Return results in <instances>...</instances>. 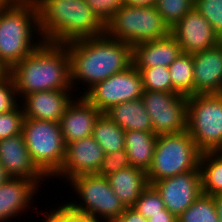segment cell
<instances>
[{
    "mask_svg": "<svg viewBox=\"0 0 222 222\" xmlns=\"http://www.w3.org/2000/svg\"><path fill=\"white\" fill-rule=\"evenodd\" d=\"M65 45L70 58L72 89L81 81V84L87 83L88 88H83L86 92L96 83L133 65V46L106 34L70 41Z\"/></svg>",
    "mask_w": 222,
    "mask_h": 222,
    "instance_id": "obj_1",
    "label": "cell"
},
{
    "mask_svg": "<svg viewBox=\"0 0 222 222\" xmlns=\"http://www.w3.org/2000/svg\"><path fill=\"white\" fill-rule=\"evenodd\" d=\"M8 73L18 98L46 90H73L70 58L65 44L43 42Z\"/></svg>",
    "mask_w": 222,
    "mask_h": 222,
    "instance_id": "obj_2",
    "label": "cell"
},
{
    "mask_svg": "<svg viewBox=\"0 0 222 222\" xmlns=\"http://www.w3.org/2000/svg\"><path fill=\"white\" fill-rule=\"evenodd\" d=\"M44 42L65 44L105 34V25L85 0H35Z\"/></svg>",
    "mask_w": 222,
    "mask_h": 222,
    "instance_id": "obj_3",
    "label": "cell"
},
{
    "mask_svg": "<svg viewBox=\"0 0 222 222\" xmlns=\"http://www.w3.org/2000/svg\"><path fill=\"white\" fill-rule=\"evenodd\" d=\"M35 37L39 40H33ZM43 42L35 0H4L0 4V66L5 72Z\"/></svg>",
    "mask_w": 222,
    "mask_h": 222,
    "instance_id": "obj_4",
    "label": "cell"
},
{
    "mask_svg": "<svg viewBox=\"0 0 222 222\" xmlns=\"http://www.w3.org/2000/svg\"><path fill=\"white\" fill-rule=\"evenodd\" d=\"M201 154L187 130L176 134L158 135L153 161L146 172L148 183L152 185L167 177L200 170Z\"/></svg>",
    "mask_w": 222,
    "mask_h": 222,
    "instance_id": "obj_5",
    "label": "cell"
},
{
    "mask_svg": "<svg viewBox=\"0 0 222 222\" xmlns=\"http://www.w3.org/2000/svg\"><path fill=\"white\" fill-rule=\"evenodd\" d=\"M171 29L164 22L156 6L123 5L105 25V34L134 46L168 36Z\"/></svg>",
    "mask_w": 222,
    "mask_h": 222,
    "instance_id": "obj_6",
    "label": "cell"
},
{
    "mask_svg": "<svg viewBox=\"0 0 222 222\" xmlns=\"http://www.w3.org/2000/svg\"><path fill=\"white\" fill-rule=\"evenodd\" d=\"M187 131L202 153L222 152V93L188 97Z\"/></svg>",
    "mask_w": 222,
    "mask_h": 222,
    "instance_id": "obj_7",
    "label": "cell"
},
{
    "mask_svg": "<svg viewBox=\"0 0 222 222\" xmlns=\"http://www.w3.org/2000/svg\"><path fill=\"white\" fill-rule=\"evenodd\" d=\"M69 181L79 195L78 202H65L74 211L91 216L96 222L118 220L125 211L126 207L113 192L107 177L84 174Z\"/></svg>",
    "mask_w": 222,
    "mask_h": 222,
    "instance_id": "obj_8",
    "label": "cell"
},
{
    "mask_svg": "<svg viewBox=\"0 0 222 222\" xmlns=\"http://www.w3.org/2000/svg\"><path fill=\"white\" fill-rule=\"evenodd\" d=\"M22 134L35 165L52 178L65 159L66 144L60 123L24 118Z\"/></svg>",
    "mask_w": 222,
    "mask_h": 222,
    "instance_id": "obj_9",
    "label": "cell"
},
{
    "mask_svg": "<svg viewBox=\"0 0 222 222\" xmlns=\"http://www.w3.org/2000/svg\"><path fill=\"white\" fill-rule=\"evenodd\" d=\"M141 99L156 135L176 134L187 130V96L176 92L144 90Z\"/></svg>",
    "mask_w": 222,
    "mask_h": 222,
    "instance_id": "obj_10",
    "label": "cell"
},
{
    "mask_svg": "<svg viewBox=\"0 0 222 222\" xmlns=\"http://www.w3.org/2000/svg\"><path fill=\"white\" fill-rule=\"evenodd\" d=\"M143 91L141 73L132 65L83 91L82 96L104 113L114 105L141 99Z\"/></svg>",
    "mask_w": 222,
    "mask_h": 222,
    "instance_id": "obj_11",
    "label": "cell"
},
{
    "mask_svg": "<svg viewBox=\"0 0 222 222\" xmlns=\"http://www.w3.org/2000/svg\"><path fill=\"white\" fill-rule=\"evenodd\" d=\"M165 208L179 217L202 193L201 171L193 170L156 181Z\"/></svg>",
    "mask_w": 222,
    "mask_h": 222,
    "instance_id": "obj_12",
    "label": "cell"
},
{
    "mask_svg": "<svg viewBox=\"0 0 222 222\" xmlns=\"http://www.w3.org/2000/svg\"><path fill=\"white\" fill-rule=\"evenodd\" d=\"M171 34L179 43L182 53L188 54L210 49L222 42L211 24L195 7L171 28Z\"/></svg>",
    "mask_w": 222,
    "mask_h": 222,
    "instance_id": "obj_13",
    "label": "cell"
},
{
    "mask_svg": "<svg viewBox=\"0 0 222 222\" xmlns=\"http://www.w3.org/2000/svg\"><path fill=\"white\" fill-rule=\"evenodd\" d=\"M104 156V151L93 136L68 143L63 165L53 177L69 182L76 176L97 174Z\"/></svg>",
    "mask_w": 222,
    "mask_h": 222,
    "instance_id": "obj_14",
    "label": "cell"
},
{
    "mask_svg": "<svg viewBox=\"0 0 222 222\" xmlns=\"http://www.w3.org/2000/svg\"><path fill=\"white\" fill-rule=\"evenodd\" d=\"M0 163L10 178L33 180L40 189L49 179L33 162L22 133L0 140Z\"/></svg>",
    "mask_w": 222,
    "mask_h": 222,
    "instance_id": "obj_15",
    "label": "cell"
},
{
    "mask_svg": "<svg viewBox=\"0 0 222 222\" xmlns=\"http://www.w3.org/2000/svg\"><path fill=\"white\" fill-rule=\"evenodd\" d=\"M73 91L78 90H46L25 95L20 101L24 118L60 122L67 106L75 98L74 93L71 94Z\"/></svg>",
    "mask_w": 222,
    "mask_h": 222,
    "instance_id": "obj_16",
    "label": "cell"
},
{
    "mask_svg": "<svg viewBox=\"0 0 222 222\" xmlns=\"http://www.w3.org/2000/svg\"><path fill=\"white\" fill-rule=\"evenodd\" d=\"M194 95L222 93V42L192 54Z\"/></svg>",
    "mask_w": 222,
    "mask_h": 222,
    "instance_id": "obj_17",
    "label": "cell"
},
{
    "mask_svg": "<svg viewBox=\"0 0 222 222\" xmlns=\"http://www.w3.org/2000/svg\"><path fill=\"white\" fill-rule=\"evenodd\" d=\"M100 114L101 112L82 94L80 97H75L59 122L65 144L92 136L95 122Z\"/></svg>",
    "mask_w": 222,
    "mask_h": 222,
    "instance_id": "obj_18",
    "label": "cell"
},
{
    "mask_svg": "<svg viewBox=\"0 0 222 222\" xmlns=\"http://www.w3.org/2000/svg\"><path fill=\"white\" fill-rule=\"evenodd\" d=\"M38 187L33 180L24 178H9L0 185V222L21 215L27 207L29 209L34 195H38Z\"/></svg>",
    "mask_w": 222,
    "mask_h": 222,
    "instance_id": "obj_19",
    "label": "cell"
},
{
    "mask_svg": "<svg viewBox=\"0 0 222 222\" xmlns=\"http://www.w3.org/2000/svg\"><path fill=\"white\" fill-rule=\"evenodd\" d=\"M181 54L179 43L170 33L163 38L135 44L133 46V65L136 68L169 67Z\"/></svg>",
    "mask_w": 222,
    "mask_h": 222,
    "instance_id": "obj_20",
    "label": "cell"
},
{
    "mask_svg": "<svg viewBox=\"0 0 222 222\" xmlns=\"http://www.w3.org/2000/svg\"><path fill=\"white\" fill-rule=\"evenodd\" d=\"M107 179L125 207H132L149 185L146 171L131 165L107 176Z\"/></svg>",
    "mask_w": 222,
    "mask_h": 222,
    "instance_id": "obj_21",
    "label": "cell"
},
{
    "mask_svg": "<svg viewBox=\"0 0 222 222\" xmlns=\"http://www.w3.org/2000/svg\"><path fill=\"white\" fill-rule=\"evenodd\" d=\"M104 113L124 131L153 132V126L142 99L114 105Z\"/></svg>",
    "mask_w": 222,
    "mask_h": 222,
    "instance_id": "obj_22",
    "label": "cell"
},
{
    "mask_svg": "<svg viewBox=\"0 0 222 222\" xmlns=\"http://www.w3.org/2000/svg\"><path fill=\"white\" fill-rule=\"evenodd\" d=\"M157 136L154 132L125 131V150L131 166L147 172L153 161Z\"/></svg>",
    "mask_w": 222,
    "mask_h": 222,
    "instance_id": "obj_23",
    "label": "cell"
},
{
    "mask_svg": "<svg viewBox=\"0 0 222 222\" xmlns=\"http://www.w3.org/2000/svg\"><path fill=\"white\" fill-rule=\"evenodd\" d=\"M92 136L105 155L125 149V131L105 113H101L97 118Z\"/></svg>",
    "mask_w": 222,
    "mask_h": 222,
    "instance_id": "obj_24",
    "label": "cell"
},
{
    "mask_svg": "<svg viewBox=\"0 0 222 222\" xmlns=\"http://www.w3.org/2000/svg\"><path fill=\"white\" fill-rule=\"evenodd\" d=\"M202 193H222V152H204L200 158Z\"/></svg>",
    "mask_w": 222,
    "mask_h": 222,
    "instance_id": "obj_25",
    "label": "cell"
},
{
    "mask_svg": "<svg viewBox=\"0 0 222 222\" xmlns=\"http://www.w3.org/2000/svg\"><path fill=\"white\" fill-rule=\"evenodd\" d=\"M173 92L187 97L194 95V65L192 54L182 53L169 66Z\"/></svg>",
    "mask_w": 222,
    "mask_h": 222,
    "instance_id": "obj_26",
    "label": "cell"
},
{
    "mask_svg": "<svg viewBox=\"0 0 222 222\" xmlns=\"http://www.w3.org/2000/svg\"><path fill=\"white\" fill-rule=\"evenodd\" d=\"M177 222H219L212 195H201L179 217Z\"/></svg>",
    "mask_w": 222,
    "mask_h": 222,
    "instance_id": "obj_27",
    "label": "cell"
},
{
    "mask_svg": "<svg viewBox=\"0 0 222 222\" xmlns=\"http://www.w3.org/2000/svg\"><path fill=\"white\" fill-rule=\"evenodd\" d=\"M142 77L143 89L156 92H173L169 67L137 68Z\"/></svg>",
    "mask_w": 222,
    "mask_h": 222,
    "instance_id": "obj_28",
    "label": "cell"
},
{
    "mask_svg": "<svg viewBox=\"0 0 222 222\" xmlns=\"http://www.w3.org/2000/svg\"><path fill=\"white\" fill-rule=\"evenodd\" d=\"M195 0H157L156 8L171 29L194 7Z\"/></svg>",
    "mask_w": 222,
    "mask_h": 222,
    "instance_id": "obj_29",
    "label": "cell"
},
{
    "mask_svg": "<svg viewBox=\"0 0 222 222\" xmlns=\"http://www.w3.org/2000/svg\"><path fill=\"white\" fill-rule=\"evenodd\" d=\"M132 207L146 219H149L151 215L161 213V210L165 209L159 192L151 184L143 190Z\"/></svg>",
    "mask_w": 222,
    "mask_h": 222,
    "instance_id": "obj_30",
    "label": "cell"
},
{
    "mask_svg": "<svg viewBox=\"0 0 222 222\" xmlns=\"http://www.w3.org/2000/svg\"><path fill=\"white\" fill-rule=\"evenodd\" d=\"M194 7L207 19L222 41V0H195Z\"/></svg>",
    "mask_w": 222,
    "mask_h": 222,
    "instance_id": "obj_31",
    "label": "cell"
},
{
    "mask_svg": "<svg viewBox=\"0 0 222 222\" xmlns=\"http://www.w3.org/2000/svg\"><path fill=\"white\" fill-rule=\"evenodd\" d=\"M24 112L19 104L14 110L0 114V140L22 133Z\"/></svg>",
    "mask_w": 222,
    "mask_h": 222,
    "instance_id": "obj_32",
    "label": "cell"
},
{
    "mask_svg": "<svg viewBox=\"0 0 222 222\" xmlns=\"http://www.w3.org/2000/svg\"><path fill=\"white\" fill-rule=\"evenodd\" d=\"M17 97V98H16ZM15 84L8 72L0 76V114L14 110L19 104Z\"/></svg>",
    "mask_w": 222,
    "mask_h": 222,
    "instance_id": "obj_33",
    "label": "cell"
},
{
    "mask_svg": "<svg viewBox=\"0 0 222 222\" xmlns=\"http://www.w3.org/2000/svg\"><path fill=\"white\" fill-rule=\"evenodd\" d=\"M48 212L41 214L45 217L43 222H96L91 216L74 211L65 203Z\"/></svg>",
    "mask_w": 222,
    "mask_h": 222,
    "instance_id": "obj_34",
    "label": "cell"
},
{
    "mask_svg": "<svg viewBox=\"0 0 222 222\" xmlns=\"http://www.w3.org/2000/svg\"><path fill=\"white\" fill-rule=\"evenodd\" d=\"M129 166L130 162L126 150L122 149L104 156L97 175L107 177Z\"/></svg>",
    "mask_w": 222,
    "mask_h": 222,
    "instance_id": "obj_35",
    "label": "cell"
},
{
    "mask_svg": "<svg viewBox=\"0 0 222 222\" xmlns=\"http://www.w3.org/2000/svg\"><path fill=\"white\" fill-rule=\"evenodd\" d=\"M85 2L104 25L124 5V0H85Z\"/></svg>",
    "mask_w": 222,
    "mask_h": 222,
    "instance_id": "obj_36",
    "label": "cell"
},
{
    "mask_svg": "<svg viewBox=\"0 0 222 222\" xmlns=\"http://www.w3.org/2000/svg\"><path fill=\"white\" fill-rule=\"evenodd\" d=\"M118 222H148L140 213L133 207H126L125 211L120 215Z\"/></svg>",
    "mask_w": 222,
    "mask_h": 222,
    "instance_id": "obj_37",
    "label": "cell"
},
{
    "mask_svg": "<svg viewBox=\"0 0 222 222\" xmlns=\"http://www.w3.org/2000/svg\"><path fill=\"white\" fill-rule=\"evenodd\" d=\"M147 220L148 222H177V217L165 208L161 213L151 215Z\"/></svg>",
    "mask_w": 222,
    "mask_h": 222,
    "instance_id": "obj_38",
    "label": "cell"
},
{
    "mask_svg": "<svg viewBox=\"0 0 222 222\" xmlns=\"http://www.w3.org/2000/svg\"><path fill=\"white\" fill-rule=\"evenodd\" d=\"M157 0H124V5L134 7L155 6Z\"/></svg>",
    "mask_w": 222,
    "mask_h": 222,
    "instance_id": "obj_39",
    "label": "cell"
},
{
    "mask_svg": "<svg viewBox=\"0 0 222 222\" xmlns=\"http://www.w3.org/2000/svg\"><path fill=\"white\" fill-rule=\"evenodd\" d=\"M213 200L219 217V222H222V193L213 195Z\"/></svg>",
    "mask_w": 222,
    "mask_h": 222,
    "instance_id": "obj_40",
    "label": "cell"
},
{
    "mask_svg": "<svg viewBox=\"0 0 222 222\" xmlns=\"http://www.w3.org/2000/svg\"><path fill=\"white\" fill-rule=\"evenodd\" d=\"M9 178V175L6 173L4 167L0 163V185L6 182Z\"/></svg>",
    "mask_w": 222,
    "mask_h": 222,
    "instance_id": "obj_41",
    "label": "cell"
},
{
    "mask_svg": "<svg viewBox=\"0 0 222 222\" xmlns=\"http://www.w3.org/2000/svg\"><path fill=\"white\" fill-rule=\"evenodd\" d=\"M5 73V71L2 69V67L0 66V76Z\"/></svg>",
    "mask_w": 222,
    "mask_h": 222,
    "instance_id": "obj_42",
    "label": "cell"
}]
</instances>
